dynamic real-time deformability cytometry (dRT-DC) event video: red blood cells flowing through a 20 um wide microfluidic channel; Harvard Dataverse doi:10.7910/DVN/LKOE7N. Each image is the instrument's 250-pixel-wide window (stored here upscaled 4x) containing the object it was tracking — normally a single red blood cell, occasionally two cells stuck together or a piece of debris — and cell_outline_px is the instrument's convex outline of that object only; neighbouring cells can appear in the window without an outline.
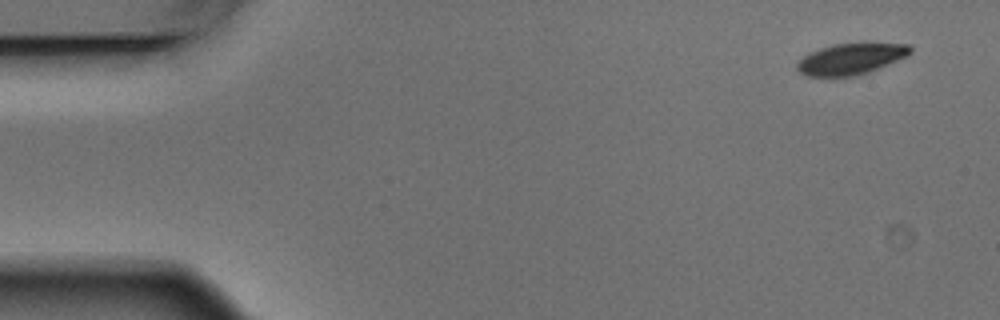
{"species": "Egyptian fruit bat (a non-hibernating species)", "species_latin": "Rousettus aegyptiacus", "temperature_condition": "warm", "stored_images_in_passage": 6, "camera_frame_rate_fps": 3000, "um_per_image_px": 0.085, "animal": {"sex": "male"}, "frame": {"image": 1, "passage_image": 1, "time_ms": 0.0, "image_size_px": [1000, 320], "cell_outline_px": [[912, 52], [908, 56], [868, 72], [856, 76], [808, 76], [800, 72], [796, 68], [796, 64], [804, 56], [820, 48], [832, 44], [908, 44], [912, 48]], "centroid_in_image_um": [72.33, 5.02], "position_along_channel_um": 12.7, "area_um2": 20.17}}
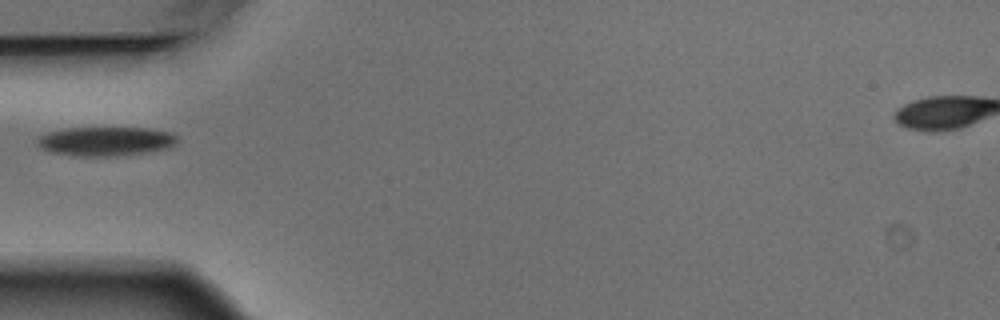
{"frame": {"image": 2, "passage_image": 5, "time_ms": 1.333, "image_size_px": [1000, 320], "cell_outline_px": [[176, 144], [168, 148], [148, 152], [116, 156], [72, 156], [52, 152], [40, 148], [36, 144], [36, 140], [40, 136], [48, 132], [64, 128], [148, 128], [168, 132], [176, 136]], "centroid_in_image_um": [8.94, 12.01], "position_along_channel_um": 76.1, "area_um2": 23.81}}
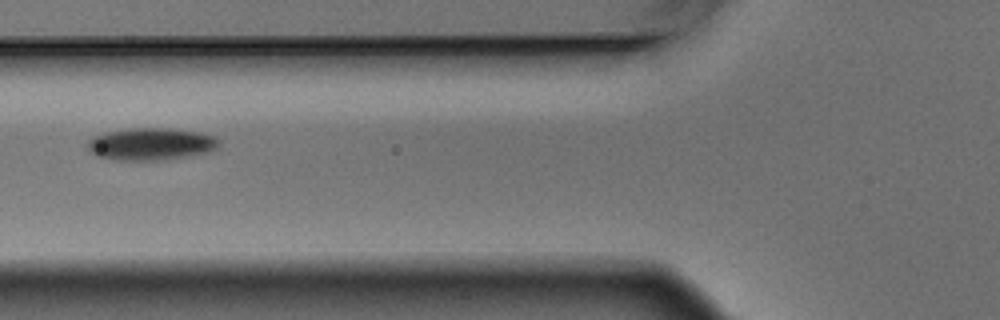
{"frame": {"image": 3, "passage_image": 6, "time_ms": 1.667, "image_size_px": [1000, 320], "cell_outline_px": [[220, 144], [212, 152], [188, 156], [160, 160], [116, 160], [96, 156], [84, 148], [88, 140], [92, 136], [104, 132], [128, 128], [168, 128], [200, 132], [216, 136], [220, 140]], "centroid_in_image_um": [12.81, 12.24], "position_along_channel_um": 113.0, "area_um2": 25.26}}